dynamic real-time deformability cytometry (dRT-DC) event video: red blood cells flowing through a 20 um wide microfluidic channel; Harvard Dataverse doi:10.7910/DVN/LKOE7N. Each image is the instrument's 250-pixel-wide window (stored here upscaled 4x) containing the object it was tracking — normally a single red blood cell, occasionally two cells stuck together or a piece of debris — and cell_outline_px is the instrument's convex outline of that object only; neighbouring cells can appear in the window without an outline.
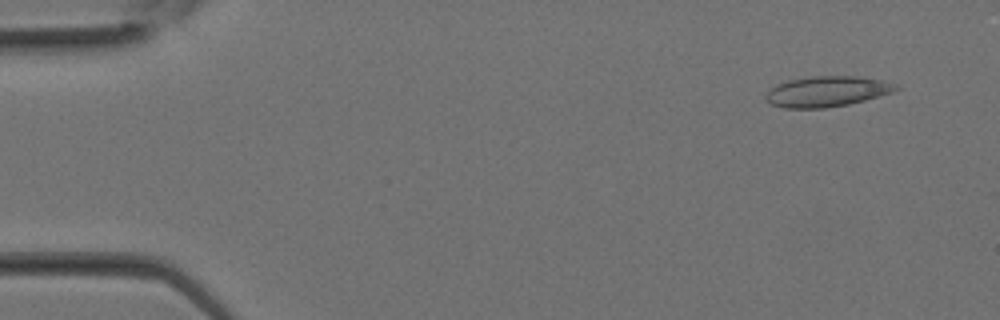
{"species": "Egyptian fruit bat (a non-hibernating species)", "species_latin": "Rousettus aegyptiacus", "temperature_condition": "room temperature", "stored_images_in_passage": 11, "camera_frame_rate_fps": 3000, "um_per_image_px": 0.085, "animal": {"sex": "female"}, "frame": {"image": 1, "passage_image": 2, "time_ms": 0.333, "image_size_px": [1000, 320], "cell_outline_px": [[900, 88], [892, 92], [864, 100], [848, 104], [824, 108], [784, 108], [768, 104], [764, 96], [772, 88], [788, 80], [812, 76], [856, 76], [880, 80], [896, 84]], "centroid_in_image_um": [70.26, 7.78], "position_along_channel_um": 14.7, "area_um2": 22.95}}
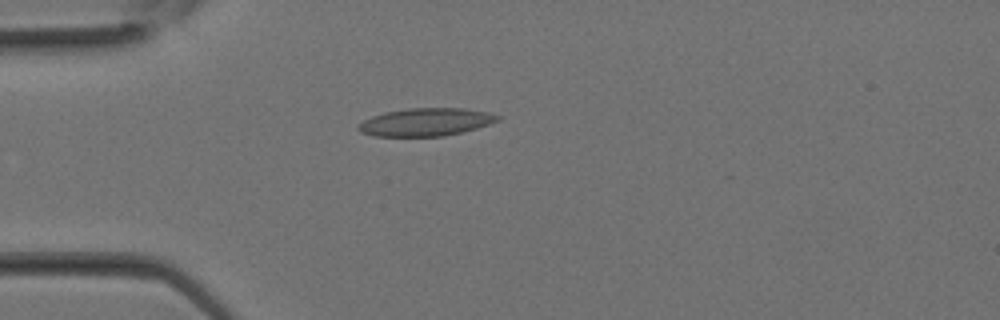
{"frame": {"image": 2, "passage_image": 8, "time_ms": 2.333, "image_size_px": [1000, 320], "cell_outline_px": [[500, 120], [476, 128], [444, 136], [372, 136], [360, 132], [356, 128], [364, 120], [372, 116], [384, 112], [408, 108], [464, 108], [488, 112], [500, 116]], "centroid_in_image_um": [36.17, 10.37], "position_along_channel_um": 48.8, "area_um2": 22.54}}
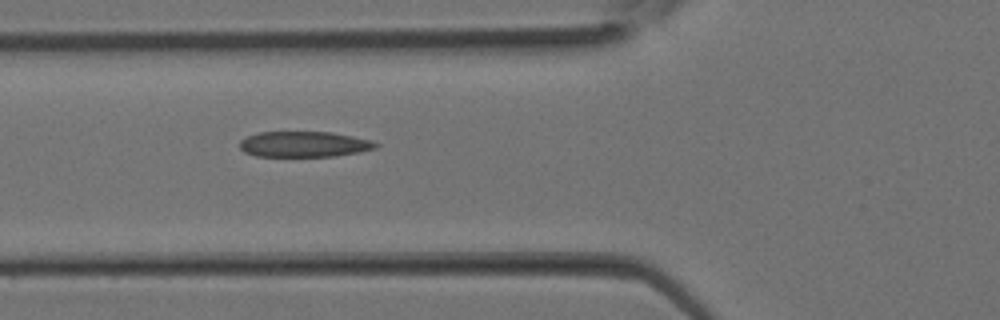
{"frame": {"image": 3, "passage_image": 11, "time_ms": 3.333, "image_size_px": [1000, 320], "cell_outline_px": [[380, 144], [376, 148], [360, 152], [336, 156], [256, 156], [244, 152], [240, 148], [240, 140], [248, 136], [260, 132], [332, 132], [372, 140]], "centroid_in_image_um": [25.87, 12.26], "position_along_channel_um": 99.9, "area_um2": 20.35}}